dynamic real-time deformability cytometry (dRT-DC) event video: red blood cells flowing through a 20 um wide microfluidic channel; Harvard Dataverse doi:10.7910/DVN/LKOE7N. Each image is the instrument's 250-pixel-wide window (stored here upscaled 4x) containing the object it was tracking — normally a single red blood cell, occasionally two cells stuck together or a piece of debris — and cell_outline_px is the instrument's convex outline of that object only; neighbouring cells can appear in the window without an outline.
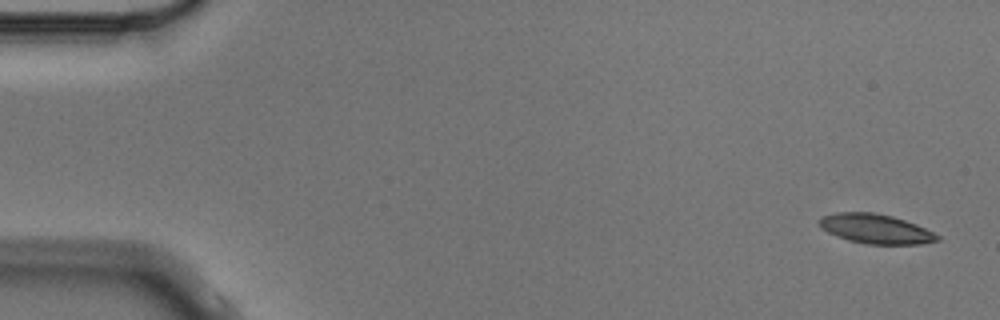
{"species": "Egyptian fruit bat (a non-hibernating species)", "species_latin": "Rousettus aegyptiacus", "temperature_condition": "cold", "stored_images_in_passage": 2, "camera_frame_rate_fps": 3000, "um_per_image_px": 0.085, "animal": {"sex": "male"}, "frame": {"image": 1, "passage_image": 1, "time_ms": 0.0, "image_size_px": [1000, 320], "cell_outline_px": [[940, 240], [920, 244], [868, 244], [848, 240], [836, 236], [820, 228], [820, 220], [824, 216], [836, 212], [872, 212], [892, 216], [916, 224], [940, 236]], "centroid_in_image_um": [74.43, 19.45], "position_along_channel_um": 10.6, "area_um2": 20.11}}